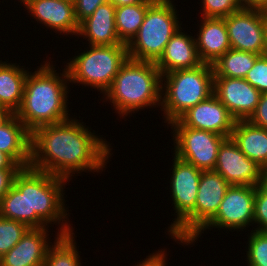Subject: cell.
Here are the masks:
<instances>
[{
	"label": "cell",
	"instance_id": "cell-23",
	"mask_svg": "<svg viewBox=\"0 0 267 266\" xmlns=\"http://www.w3.org/2000/svg\"><path fill=\"white\" fill-rule=\"evenodd\" d=\"M230 137L247 158L263 169L267 166V129L237 120Z\"/></svg>",
	"mask_w": 267,
	"mask_h": 266
},
{
	"label": "cell",
	"instance_id": "cell-25",
	"mask_svg": "<svg viewBox=\"0 0 267 266\" xmlns=\"http://www.w3.org/2000/svg\"><path fill=\"white\" fill-rule=\"evenodd\" d=\"M261 55L229 49L212 65L214 77L245 78Z\"/></svg>",
	"mask_w": 267,
	"mask_h": 266
},
{
	"label": "cell",
	"instance_id": "cell-16",
	"mask_svg": "<svg viewBox=\"0 0 267 266\" xmlns=\"http://www.w3.org/2000/svg\"><path fill=\"white\" fill-rule=\"evenodd\" d=\"M49 227L30 228L22 239L0 258V266H44L49 241Z\"/></svg>",
	"mask_w": 267,
	"mask_h": 266
},
{
	"label": "cell",
	"instance_id": "cell-6",
	"mask_svg": "<svg viewBox=\"0 0 267 266\" xmlns=\"http://www.w3.org/2000/svg\"><path fill=\"white\" fill-rule=\"evenodd\" d=\"M175 0H155L147 9L137 34L127 44L128 57L156 62L165 46L182 26Z\"/></svg>",
	"mask_w": 267,
	"mask_h": 266
},
{
	"label": "cell",
	"instance_id": "cell-39",
	"mask_svg": "<svg viewBox=\"0 0 267 266\" xmlns=\"http://www.w3.org/2000/svg\"><path fill=\"white\" fill-rule=\"evenodd\" d=\"M14 113H12L8 108L0 105V126L5 124Z\"/></svg>",
	"mask_w": 267,
	"mask_h": 266
},
{
	"label": "cell",
	"instance_id": "cell-30",
	"mask_svg": "<svg viewBox=\"0 0 267 266\" xmlns=\"http://www.w3.org/2000/svg\"><path fill=\"white\" fill-rule=\"evenodd\" d=\"M201 2L202 18L224 19L243 8L241 0H201Z\"/></svg>",
	"mask_w": 267,
	"mask_h": 266
},
{
	"label": "cell",
	"instance_id": "cell-28",
	"mask_svg": "<svg viewBox=\"0 0 267 266\" xmlns=\"http://www.w3.org/2000/svg\"><path fill=\"white\" fill-rule=\"evenodd\" d=\"M29 229L24 223L0 216V258L17 244Z\"/></svg>",
	"mask_w": 267,
	"mask_h": 266
},
{
	"label": "cell",
	"instance_id": "cell-3",
	"mask_svg": "<svg viewBox=\"0 0 267 266\" xmlns=\"http://www.w3.org/2000/svg\"><path fill=\"white\" fill-rule=\"evenodd\" d=\"M161 88L162 74L155 62L128 58L104 93L102 102L112 103L114 111L124 119L146 107L160 108Z\"/></svg>",
	"mask_w": 267,
	"mask_h": 266
},
{
	"label": "cell",
	"instance_id": "cell-5",
	"mask_svg": "<svg viewBox=\"0 0 267 266\" xmlns=\"http://www.w3.org/2000/svg\"><path fill=\"white\" fill-rule=\"evenodd\" d=\"M67 182L64 178L29 167L30 228L58 224L57 233L60 235L74 233L73 224L68 219L69 210L65 206L64 189Z\"/></svg>",
	"mask_w": 267,
	"mask_h": 266
},
{
	"label": "cell",
	"instance_id": "cell-26",
	"mask_svg": "<svg viewBox=\"0 0 267 266\" xmlns=\"http://www.w3.org/2000/svg\"><path fill=\"white\" fill-rule=\"evenodd\" d=\"M155 0H146L142 3L116 7L115 23L120 41L128 44L137 34L143 23L148 7Z\"/></svg>",
	"mask_w": 267,
	"mask_h": 266
},
{
	"label": "cell",
	"instance_id": "cell-19",
	"mask_svg": "<svg viewBox=\"0 0 267 266\" xmlns=\"http://www.w3.org/2000/svg\"><path fill=\"white\" fill-rule=\"evenodd\" d=\"M115 10L116 7L110 1L99 5L90 17L79 24L77 37L87 39L90 46L124 44L117 34Z\"/></svg>",
	"mask_w": 267,
	"mask_h": 266
},
{
	"label": "cell",
	"instance_id": "cell-10",
	"mask_svg": "<svg viewBox=\"0 0 267 266\" xmlns=\"http://www.w3.org/2000/svg\"><path fill=\"white\" fill-rule=\"evenodd\" d=\"M171 129L174 155L202 171L215 169L219 147L227 137L186 126Z\"/></svg>",
	"mask_w": 267,
	"mask_h": 266
},
{
	"label": "cell",
	"instance_id": "cell-33",
	"mask_svg": "<svg viewBox=\"0 0 267 266\" xmlns=\"http://www.w3.org/2000/svg\"><path fill=\"white\" fill-rule=\"evenodd\" d=\"M108 0H74L75 17L80 24L83 20L90 17L99 5Z\"/></svg>",
	"mask_w": 267,
	"mask_h": 266
},
{
	"label": "cell",
	"instance_id": "cell-27",
	"mask_svg": "<svg viewBox=\"0 0 267 266\" xmlns=\"http://www.w3.org/2000/svg\"><path fill=\"white\" fill-rule=\"evenodd\" d=\"M75 238V233H57L56 240L47 250L44 266H82Z\"/></svg>",
	"mask_w": 267,
	"mask_h": 266
},
{
	"label": "cell",
	"instance_id": "cell-18",
	"mask_svg": "<svg viewBox=\"0 0 267 266\" xmlns=\"http://www.w3.org/2000/svg\"><path fill=\"white\" fill-rule=\"evenodd\" d=\"M179 28L165 46L163 54L155 62L161 74H167L180 69H192L203 62L200 60L195 36ZM183 31V32H182Z\"/></svg>",
	"mask_w": 267,
	"mask_h": 266
},
{
	"label": "cell",
	"instance_id": "cell-14",
	"mask_svg": "<svg viewBox=\"0 0 267 266\" xmlns=\"http://www.w3.org/2000/svg\"><path fill=\"white\" fill-rule=\"evenodd\" d=\"M213 94L237 121L250 118L262 93L243 78L214 77Z\"/></svg>",
	"mask_w": 267,
	"mask_h": 266
},
{
	"label": "cell",
	"instance_id": "cell-7",
	"mask_svg": "<svg viewBox=\"0 0 267 266\" xmlns=\"http://www.w3.org/2000/svg\"><path fill=\"white\" fill-rule=\"evenodd\" d=\"M128 58L127 44L88 45L86 50L71 57L64 67L70 83L89 86L104 95Z\"/></svg>",
	"mask_w": 267,
	"mask_h": 266
},
{
	"label": "cell",
	"instance_id": "cell-32",
	"mask_svg": "<svg viewBox=\"0 0 267 266\" xmlns=\"http://www.w3.org/2000/svg\"><path fill=\"white\" fill-rule=\"evenodd\" d=\"M261 93H267V56L261 55L244 78Z\"/></svg>",
	"mask_w": 267,
	"mask_h": 266
},
{
	"label": "cell",
	"instance_id": "cell-12",
	"mask_svg": "<svg viewBox=\"0 0 267 266\" xmlns=\"http://www.w3.org/2000/svg\"><path fill=\"white\" fill-rule=\"evenodd\" d=\"M214 171L230 185L256 187L265 179L263 168L247 158L231 137L220 145Z\"/></svg>",
	"mask_w": 267,
	"mask_h": 266
},
{
	"label": "cell",
	"instance_id": "cell-40",
	"mask_svg": "<svg viewBox=\"0 0 267 266\" xmlns=\"http://www.w3.org/2000/svg\"><path fill=\"white\" fill-rule=\"evenodd\" d=\"M110 1L115 7L137 4L145 2L146 0H108Z\"/></svg>",
	"mask_w": 267,
	"mask_h": 266
},
{
	"label": "cell",
	"instance_id": "cell-21",
	"mask_svg": "<svg viewBox=\"0 0 267 266\" xmlns=\"http://www.w3.org/2000/svg\"><path fill=\"white\" fill-rule=\"evenodd\" d=\"M0 151L7 154L21 168L31 160V132L14 114L0 126Z\"/></svg>",
	"mask_w": 267,
	"mask_h": 266
},
{
	"label": "cell",
	"instance_id": "cell-9",
	"mask_svg": "<svg viewBox=\"0 0 267 266\" xmlns=\"http://www.w3.org/2000/svg\"><path fill=\"white\" fill-rule=\"evenodd\" d=\"M255 192L254 186L230 185L215 216L186 245L193 246L207 229L240 232L251 225L253 227Z\"/></svg>",
	"mask_w": 267,
	"mask_h": 266
},
{
	"label": "cell",
	"instance_id": "cell-1",
	"mask_svg": "<svg viewBox=\"0 0 267 266\" xmlns=\"http://www.w3.org/2000/svg\"><path fill=\"white\" fill-rule=\"evenodd\" d=\"M85 124L76 116L35 129L31 133L29 167L69 182L82 172H103L113 155L112 143L91 132Z\"/></svg>",
	"mask_w": 267,
	"mask_h": 266
},
{
	"label": "cell",
	"instance_id": "cell-31",
	"mask_svg": "<svg viewBox=\"0 0 267 266\" xmlns=\"http://www.w3.org/2000/svg\"><path fill=\"white\" fill-rule=\"evenodd\" d=\"M254 208L255 228L252 230L267 231V179L256 186Z\"/></svg>",
	"mask_w": 267,
	"mask_h": 266
},
{
	"label": "cell",
	"instance_id": "cell-8",
	"mask_svg": "<svg viewBox=\"0 0 267 266\" xmlns=\"http://www.w3.org/2000/svg\"><path fill=\"white\" fill-rule=\"evenodd\" d=\"M173 156L169 192L176 216L167 233L173 241L184 246L195 236V206L202 170Z\"/></svg>",
	"mask_w": 267,
	"mask_h": 266
},
{
	"label": "cell",
	"instance_id": "cell-42",
	"mask_svg": "<svg viewBox=\"0 0 267 266\" xmlns=\"http://www.w3.org/2000/svg\"><path fill=\"white\" fill-rule=\"evenodd\" d=\"M264 178L267 179V166L263 169Z\"/></svg>",
	"mask_w": 267,
	"mask_h": 266
},
{
	"label": "cell",
	"instance_id": "cell-17",
	"mask_svg": "<svg viewBox=\"0 0 267 266\" xmlns=\"http://www.w3.org/2000/svg\"><path fill=\"white\" fill-rule=\"evenodd\" d=\"M229 186L214 170L202 171L195 206V235L215 216Z\"/></svg>",
	"mask_w": 267,
	"mask_h": 266
},
{
	"label": "cell",
	"instance_id": "cell-43",
	"mask_svg": "<svg viewBox=\"0 0 267 266\" xmlns=\"http://www.w3.org/2000/svg\"><path fill=\"white\" fill-rule=\"evenodd\" d=\"M265 55L267 56V39H266V52Z\"/></svg>",
	"mask_w": 267,
	"mask_h": 266
},
{
	"label": "cell",
	"instance_id": "cell-34",
	"mask_svg": "<svg viewBox=\"0 0 267 266\" xmlns=\"http://www.w3.org/2000/svg\"><path fill=\"white\" fill-rule=\"evenodd\" d=\"M248 121L261 128L267 129V93H262L255 112Z\"/></svg>",
	"mask_w": 267,
	"mask_h": 266
},
{
	"label": "cell",
	"instance_id": "cell-29",
	"mask_svg": "<svg viewBox=\"0 0 267 266\" xmlns=\"http://www.w3.org/2000/svg\"><path fill=\"white\" fill-rule=\"evenodd\" d=\"M248 234L247 266H267V231L251 230Z\"/></svg>",
	"mask_w": 267,
	"mask_h": 266
},
{
	"label": "cell",
	"instance_id": "cell-24",
	"mask_svg": "<svg viewBox=\"0 0 267 266\" xmlns=\"http://www.w3.org/2000/svg\"><path fill=\"white\" fill-rule=\"evenodd\" d=\"M0 60V105L16 113L22 104L28 70L25 65Z\"/></svg>",
	"mask_w": 267,
	"mask_h": 266
},
{
	"label": "cell",
	"instance_id": "cell-15",
	"mask_svg": "<svg viewBox=\"0 0 267 266\" xmlns=\"http://www.w3.org/2000/svg\"><path fill=\"white\" fill-rule=\"evenodd\" d=\"M27 15L56 34L78 36L79 23L75 17L74 2L69 0H33L24 7ZM58 31V32H57Z\"/></svg>",
	"mask_w": 267,
	"mask_h": 266
},
{
	"label": "cell",
	"instance_id": "cell-4",
	"mask_svg": "<svg viewBox=\"0 0 267 266\" xmlns=\"http://www.w3.org/2000/svg\"><path fill=\"white\" fill-rule=\"evenodd\" d=\"M214 72L211 64L175 70L162 75L161 112L169 125L189 108L213 95Z\"/></svg>",
	"mask_w": 267,
	"mask_h": 266
},
{
	"label": "cell",
	"instance_id": "cell-38",
	"mask_svg": "<svg viewBox=\"0 0 267 266\" xmlns=\"http://www.w3.org/2000/svg\"><path fill=\"white\" fill-rule=\"evenodd\" d=\"M0 169H21L7 154L0 151Z\"/></svg>",
	"mask_w": 267,
	"mask_h": 266
},
{
	"label": "cell",
	"instance_id": "cell-2",
	"mask_svg": "<svg viewBox=\"0 0 267 266\" xmlns=\"http://www.w3.org/2000/svg\"><path fill=\"white\" fill-rule=\"evenodd\" d=\"M55 66L48 60L43 61L34 72H28L25 80L23 101L15 115L31 133L41 126L72 117L67 102L70 92L68 72L66 68L62 73L56 72Z\"/></svg>",
	"mask_w": 267,
	"mask_h": 266
},
{
	"label": "cell",
	"instance_id": "cell-13",
	"mask_svg": "<svg viewBox=\"0 0 267 266\" xmlns=\"http://www.w3.org/2000/svg\"><path fill=\"white\" fill-rule=\"evenodd\" d=\"M226 106L213 94L208 99L189 108L169 126H186L217 133L229 138L235 124Z\"/></svg>",
	"mask_w": 267,
	"mask_h": 266
},
{
	"label": "cell",
	"instance_id": "cell-36",
	"mask_svg": "<svg viewBox=\"0 0 267 266\" xmlns=\"http://www.w3.org/2000/svg\"><path fill=\"white\" fill-rule=\"evenodd\" d=\"M20 169H0V200L13 185L15 175Z\"/></svg>",
	"mask_w": 267,
	"mask_h": 266
},
{
	"label": "cell",
	"instance_id": "cell-41",
	"mask_svg": "<svg viewBox=\"0 0 267 266\" xmlns=\"http://www.w3.org/2000/svg\"><path fill=\"white\" fill-rule=\"evenodd\" d=\"M31 1L33 0H19L18 3L20 2V4L22 3L25 6H27Z\"/></svg>",
	"mask_w": 267,
	"mask_h": 266
},
{
	"label": "cell",
	"instance_id": "cell-37",
	"mask_svg": "<svg viewBox=\"0 0 267 266\" xmlns=\"http://www.w3.org/2000/svg\"><path fill=\"white\" fill-rule=\"evenodd\" d=\"M245 9L258 10L267 13V0H241Z\"/></svg>",
	"mask_w": 267,
	"mask_h": 266
},
{
	"label": "cell",
	"instance_id": "cell-20",
	"mask_svg": "<svg viewBox=\"0 0 267 266\" xmlns=\"http://www.w3.org/2000/svg\"><path fill=\"white\" fill-rule=\"evenodd\" d=\"M199 31L195 37L197 52L203 63L213 64L231 49L225 19L200 18ZM200 25V26H199Z\"/></svg>",
	"mask_w": 267,
	"mask_h": 266
},
{
	"label": "cell",
	"instance_id": "cell-22",
	"mask_svg": "<svg viewBox=\"0 0 267 266\" xmlns=\"http://www.w3.org/2000/svg\"><path fill=\"white\" fill-rule=\"evenodd\" d=\"M0 216L30 228L29 167L20 169L13 185L0 200Z\"/></svg>",
	"mask_w": 267,
	"mask_h": 266
},
{
	"label": "cell",
	"instance_id": "cell-11",
	"mask_svg": "<svg viewBox=\"0 0 267 266\" xmlns=\"http://www.w3.org/2000/svg\"><path fill=\"white\" fill-rule=\"evenodd\" d=\"M224 19L231 48L265 55L267 39L266 12L241 8Z\"/></svg>",
	"mask_w": 267,
	"mask_h": 266
},
{
	"label": "cell",
	"instance_id": "cell-35",
	"mask_svg": "<svg viewBox=\"0 0 267 266\" xmlns=\"http://www.w3.org/2000/svg\"><path fill=\"white\" fill-rule=\"evenodd\" d=\"M165 249H158L155 253H151L148 255L144 260L137 262L134 266H167V250Z\"/></svg>",
	"mask_w": 267,
	"mask_h": 266
}]
</instances>
